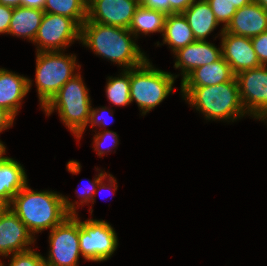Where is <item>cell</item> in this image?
Listing matches in <instances>:
<instances>
[{"label": "cell", "mask_w": 267, "mask_h": 266, "mask_svg": "<svg viewBox=\"0 0 267 266\" xmlns=\"http://www.w3.org/2000/svg\"><path fill=\"white\" fill-rule=\"evenodd\" d=\"M74 205L61 194L52 191L35 192L26 184L12 199L9 207L34 234L48 228L52 230L68 216L76 215Z\"/></svg>", "instance_id": "obj_1"}, {"label": "cell", "mask_w": 267, "mask_h": 266, "mask_svg": "<svg viewBox=\"0 0 267 266\" xmlns=\"http://www.w3.org/2000/svg\"><path fill=\"white\" fill-rule=\"evenodd\" d=\"M129 29L85 21L80 40L102 57L128 69L141 66L147 57L131 39Z\"/></svg>", "instance_id": "obj_2"}, {"label": "cell", "mask_w": 267, "mask_h": 266, "mask_svg": "<svg viewBox=\"0 0 267 266\" xmlns=\"http://www.w3.org/2000/svg\"><path fill=\"white\" fill-rule=\"evenodd\" d=\"M184 99L207 119H231L243 117L246 111L242 105L236 76L229 82L214 86L181 87Z\"/></svg>", "instance_id": "obj_3"}, {"label": "cell", "mask_w": 267, "mask_h": 266, "mask_svg": "<svg viewBox=\"0 0 267 266\" xmlns=\"http://www.w3.org/2000/svg\"><path fill=\"white\" fill-rule=\"evenodd\" d=\"M90 102L88 89L81 75L76 74L59 89L43 109L48 116L54 109L58 110L63 123L77 138H81L89 122Z\"/></svg>", "instance_id": "obj_4"}, {"label": "cell", "mask_w": 267, "mask_h": 266, "mask_svg": "<svg viewBox=\"0 0 267 266\" xmlns=\"http://www.w3.org/2000/svg\"><path fill=\"white\" fill-rule=\"evenodd\" d=\"M129 80L131 102L135 100L145 115L171 93L175 77L153 68L147 59L141 66L129 69Z\"/></svg>", "instance_id": "obj_5"}, {"label": "cell", "mask_w": 267, "mask_h": 266, "mask_svg": "<svg viewBox=\"0 0 267 266\" xmlns=\"http://www.w3.org/2000/svg\"><path fill=\"white\" fill-rule=\"evenodd\" d=\"M37 93L43 108L59 89L76 74V56L65 55L60 51L36 52ZM74 74V75H73Z\"/></svg>", "instance_id": "obj_6"}, {"label": "cell", "mask_w": 267, "mask_h": 266, "mask_svg": "<svg viewBox=\"0 0 267 266\" xmlns=\"http://www.w3.org/2000/svg\"><path fill=\"white\" fill-rule=\"evenodd\" d=\"M118 245L114 229L104 220L79 221V249L88 261L109 259Z\"/></svg>", "instance_id": "obj_7"}, {"label": "cell", "mask_w": 267, "mask_h": 266, "mask_svg": "<svg viewBox=\"0 0 267 266\" xmlns=\"http://www.w3.org/2000/svg\"><path fill=\"white\" fill-rule=\"evenodd\" d=\"M50 251L46 266H77L79 249V218L68 216L50 231Z\"/></svg>", "instance_id": "obj_8"}, {"label": "cell", "mask_w": 267, "mask_h": 266, "mask_svg": "<svg viewBox=\"0 0 267 266\" xmlns=\"http://www.w3.org/2000/svg\"><path fill=\"white\" fill-rule=\"evenodd\" d=\"M81 27L71 18L45 13L34 38L37 52L61 51L75 40H80Z\"/></svg>", "instance_id": "obj_9"}, {"label": "cell", "mask_w": 267, "mask_h": 266, "mask_svg": "<svg viewBox=\"0 0 267 266\" xmlns=\"http://www.w3.org/2000/svg\"><path fill=\"white\" fill-rule=\"evenodd\" d=\"M236 79L246 113L257 119H267V66L241 71Z\"/></svg>", "instance_id": "obj_10"}, {"label": "cell", "mask_w": 267, "mask_h": 266, "mask_svg": "<svg viewBox=\"0 0 267 266\" xmlns=\"http://www.w3.org/2000/svg\"><path fill=\"white\" fill-rule=\"evenodd\" d=\"M139 0H89L86 21L128 29Z\"/></svg>", "instance_id": "obj_11"}, {"label": "cell", "mask_w": 267, "mask_h": 266, "mask_svg": "<svg viewBox=\"0 0 267 266\" xmlns=\"http://www.w3.org/2000/svg\"><path fill=\"white\" fill-rule=\"evenodd\" d=\"M220 36L222 37V57L235 75L241 71L262 66L254 51L251 38L225 32L223 28Z\"/></svg>", "instance_id": "obj_12"}, {"label": "cell", "mask_w": 267, "mask_h": 266, "mask_svg": "<svg viewBox=\"0 0 267 266\" xmlns=\"http://www.w3.org/2000/svg\"><path fill=\"white\" fill-rule=\"evenodd\" d=\"M34 236L10 209L0 216V255L7 257L9 254L23 252L31 248L27 247L34 243Z\"/></svg>", "instance_id": "obj_13"}, {"label": "cell", "mask_w": 267, "mask_h": 266, "mask_svg": "<svg viewBox=\"0 0 267 266\" xmlns=\"http://www.w3.org/2000/svg\"><path fill=\"white\" fill-rule=\"evenodd\" d=\"M224 31L249 38L258 36L267 31V11L255 2L243 6L237 9Z\"/></svg>", "instance_id": "obj_14"}, {"label": "cell", "mask_w": 267, "mask_h": 266, "mask_svg": "<svg viewBox=\"0 0 267 266\" xmlns=\"http://www.w3.org/2000/svg\"><path fill=\"white\" fill-rule=\"evenodd\" d=\"M175 68H181L183 79L194 69L211 64L222 57V49L212 43L196 40L175 52Z\"/></svg>", "instance_id": "obj_15"}, {"label": "cell", "mask_w": 267, "mask_h": 266, "mask_svg": "<svg viewBox=\"0 0 267 266\" xmlns=\"http://www.w3.org/2000/svg\"><path fill=\"white\" fill-rule=\"evenodd\" d=\"M31 84L27 77L0 68V107L15 118L21 100L29 92Z\"/></svg>", "instance_id": "obj_16"}, {"label": "cell", "mask_w": 267, "mask_h": 266, "mask_svg": "<svg viewBox=\"0 0 267 266\" xmlns=\"http://www.w3.org/2000/svg\"><path fill=\"white\" fill-rule=\"evenodd\" d=\"M236 75L223 57L190 72L181 80V87L214 86L231 81Z\"/></svg>", "instance_id": "obj_17"}, {"label": "cell", "mask_w": 267, "mask_h": 266, "mask_svg": "<svg viewBox=\"0 0 267 266\" xmlns=\"http://www.w3.org/2000/svg\"><path fill=\"white\" fill-rule=\"evenodd\" d=\"M27 184L24 168L16 160H0V200L10 206L12 199Z\"/></svg>", "instance_id": "obj_18"}, {"label": "cell", "mask_w": 267, "mask_h": 266, "mask_svg": "<svg viewBox=\"0 0 267 266\" xmlns=\"http://www.w3.org/2000/svg\"><path fill=\"white\" fill-rule=\"evenodd\" d=\"M196 40L204 41L219 25L206 0H195L183 13Z\"/></svg>", "instance_id": "obj_19"}, {"label": "cell", "mask_w": 267, "mask_h": 266, "mask_svg": "<svg viewBox=\"0 0 267 266\" xmlns=\"http://www.w3.org/2000/svg\"><path fill=\"white\" fill-rule=\"evenodd\" d=\"M44 14L43 10L35 8L22 6L13 8L8 34L34 41Z\"/></svg>", "instance_id": "obj_20"}, {"label": "cell", "mask_w": 267, "mask_h": 266, "mask_svg": "<svg viewBox=\"0 0 267 266\" xmlns=\"http://www.w3.org/2000/svg\"><path fill=\"white\" fill-rule=\"evenodd\" d=\"M162 36L164 37L163 44L168 43L174 53L196 41L191 27L182 13L166 16Z\"/></svg>", "instance_id": "obj_21"}, {"label": "cell", "mask_w": 267, "mask_h": 266, "mask_svg": "<svg viewBox=\"0 0 267 266\" xmlns=\"http://www.w3.org/2000/svg\"><path fill=\"white\" fill-rule=\"evenodd\" d=\"M166 14L160 11L147 9L139 5L132 17L129 25V31L137 37L138 34L144 33L147 35L153 32H163Z\"/></svg>", "instance_id": "obj_22"}, {"label": "cell", "mask_w": 267, "mask_h": 266, "mask_svg": "<svg viewBox=\"0 0 267 266\" xmlns=\"http://www.w3.org/2000/svg\"><path fill=\"white\" fill-rule=\"evenodd\" d=\"M87 4L86 0H46L43 11L69 17L81 27L87 19Z\"/></svg>", "instance_id": "obj_23"}, {"label": "cell", "mask_w": 267, "mask_h": 266, "mask_svg": "<svg viewBox=\"0 0 267 266\" xmlns=\"http://www.w3.org/2000/svg\"><path fill=\"white\" fill-rule=\"evenodd\" d=\"M123 71L120 77H109L106 86L108 100L117 106H126L131 103L129 69Z\"/></svg>", "instance_id": "obj_24"}, {"label": "cell", "mask_w": 267, "mask_h": 266, "mask_svg": "<svg viewBox=\"0 0 267 266\" xmlns=\"http://www.w3.org/2000/svg\"><path fill=\"white\" fill-rule=\"evenodd\" d=\"M215 15L218 23L222 22L224 28L227 27L237 9L232 5L230 0H206Z\"/></svg>", "instance_id": "obj_25"}, {"label": "cell", "mask_w": 267, "mask_h": 266, "mask_svg": "<svg viewBox=\"0 0 267 266\" xmlns=\"http://www.w3.org/2000/svg\"><path fill=\"white\" fill-rule=\"evenodd\" d=\"M45 258L34 250L14 253L9 266H46Z\"/></svg>", "instance_id": "obj_26"}, {"label": "cell", "mask_w": 267, "mask_h": 266, "mask_svg": "<svg viewBox=\"0 0 267 266\" xmlns=\"http://www.w3.org/2000/svg\"><path fill=\"white\" fill-rule=\"evenodd\" d=\"M109 175V186L108 185H105L103 184V181L104 179L107 177V174L106 172L103 173V171L98 175L97 178H95L93 181L94 182H91V186L90 188L88 189H84V191L82 192V196H80L82 198L81 200V205L85 202V203H90V201L92 200V203H94L93 200H95V198L93 197L94 195L96 196V187H99L100 189H106L109 187H114V191L117 190V185H116V179H114V177L111 175V174H108ZM80 194V193H78Z\"/></svg>", "instance_id": "obj_27"}, {"label": "cell", "mask_w": 267, "mask_h": 266, "mask_svg": "<svg viewBox=\"0 0 267 266\" xmlns=\"http://www.w3.org/2000/svg\"><path fill=\"white\" fill-rule=\"evenodd\" d=\"M251 42L260 64L267 66V31L252 37Z\"/></svg>", "instance_id": "obj_28"}, {"label": "cell", "mask_w": 267, "mask_h": 266, "mask_svg": "<svg viewBox=\"0 0 267 266\" xmlns=\"http://www.w3.org/2000/svg\"><path fill=\"white\" fill-rule=\"evenodd\" d=\"M94 136H95L94 137V143H95L94 150L98 151L99 156H102V154L109 152L108 148H107L108 151H104L101 149L102 145L104 146V144L107 140H109V139L111 140L112 144H114L113 147L117 146V144H118V136L113 131H106L105 130V131L97 133Z\"/></svg>", "instance_id": "obj_29"}, {"label": "cell", "mask_w": 267, "mask_h": 266, "mask_svg": "<svg viewBox=\"0 0 267 266\" xmlns=\"http://www.w3.org/2000/svg\"><path fill=\"white\" fill-rule=\"evenodd\" d=\"M195 0H166V15L183 13Z\"/></svg>", "instance_id": "obj_30"}, {"label": "cell", "mask_w": 267, "mask_h": 266, "mask_svg": "<svg viewBox=\"0 0 267 266\" xmlns=\"http://www.w3.org/2000/svg\"><path fill=\"white\" fill-rule=\"evenodd\" d=\"M13 8L0 4V33L8 34Z\"/></svg>", "instance_id": "obj_31"}, {"label": "cell", "mask_w": 267, "mask_h": 266, "mask_svg": "<svg viewBox=\"0 0 267 266\" xmlns=\"http://www.w3.org/2000/svg\"><path fill=\"white\" fill-rule=\"evenodd\" d=\"M139 5L166 14V0H139Z\"/></svg>", "instance_id": "obj_32"}, {"label": "cell", "mask_w": 267, "mask_h": 266, "mask_svg": "<svg viewBox=\"0 0 267 266\" xmlns=\"http://www.w3.org/2000/svg\"><path fill=\"white\" fill-rule=\"evenodd\" d=\"M105 110H107L106 107H103L102 109L101 108L93 109L91 107L90 117H89L88 123H90L92 125V128L94 127V125H98V126H102V125L106 126L107 125L106 121L103 120L104 118L102 116H100L102 114L99 115V113H101V111L106 112Z\"/></svg>", "instance_id": "obj_33"}, {"label": "cell", "mask_w": 267, "mask_h": 266, "mask_svg": "<svg viewBox=\"0 0 267 266\" xmlns=\"http://www.w3.org/2000/svg\"><path fill=\"white\" fill-rule=\"evenodd\" d=\"M14 117L4 108L0 107V132L10 128Z\"/></svg>", "instance_id": "obj_34"}, {"label": "cell", "mask_w": 267, "mask_h": 266, "mask_svg": "<svg viewBox=\"0 0 267 266\" xmlns=\"http://www.w3.org/2000/svg\"><path fill=\"white\" fill-rule=\"evenodd\" d=\"M46 0H21L22 7L43 10Z\"/></svg>", "instance_id": "obj_35"}, {"label": "cell", "mask_w": 267, "mask_h": 266, "mask_svg": "<svg viewBox=\"0 0 267 266\" xmlns=\"http://www.w3.org/2000/svg\"><path fill=\"white\" fill-rule=\"evenodd\" d=\"M230 1L236 9L249 5L253 2V0H230Z\"/></svg>", "instance_id": "obj_36"}, {"label": "cell", "mask_w": 267, "mask_h": 266, "mask_svg": "<svg viewBox=\"0 0 267 266\" xmlns=\"http://www.w3.org/2000/svg\"><path fill=\"white\" fill-rule=\"evenodd\" d=\"M0 4L15 8L21 6V0H0Z\"/></svg>", "instance_id": "obj_37"}, {"label": "cell", "mask_w": 267, "mask_h": 266, "mask_svg": "<svg viewBox=\"0 0 267 266\" xmlns=\"http://www.w3.org/2000/svg\"><path fill=\"white\" fill-rule=\"evenodd\" d=\"M253 2L259 4L263 9L267 11V0H253Z\"/></svg>", "instance_id": "obj_38"}, {"label": "cell", "mask_w": 267, "mask_h": 266, "mask_svg": "<svg viewBox=\"0 0 267 266\" xmlns=\"http://www.w3.org/2000/svg\"><path fill=\"white\" fill-rule=\"evenodd\" d=\"M6 153L5 145L0 141V160H2L5 156L3 154Z\"/></svg>", "instance_id": "obj_39"}, {"label": "cell", "mask_w": 267, "mask_h": 266, "mask_svg": "<svg viewBox=\"0 0 267 266\" xmlns=\"http://www.w3.org/2000/svg\"><path fill=\"white\" fill-rule=\"evenodd\" d=\"M8 205L3 202L2 200H0V216L1 214L7 209Z\"/></svg>", "instance_id": "obj_40"}]
</instances>
